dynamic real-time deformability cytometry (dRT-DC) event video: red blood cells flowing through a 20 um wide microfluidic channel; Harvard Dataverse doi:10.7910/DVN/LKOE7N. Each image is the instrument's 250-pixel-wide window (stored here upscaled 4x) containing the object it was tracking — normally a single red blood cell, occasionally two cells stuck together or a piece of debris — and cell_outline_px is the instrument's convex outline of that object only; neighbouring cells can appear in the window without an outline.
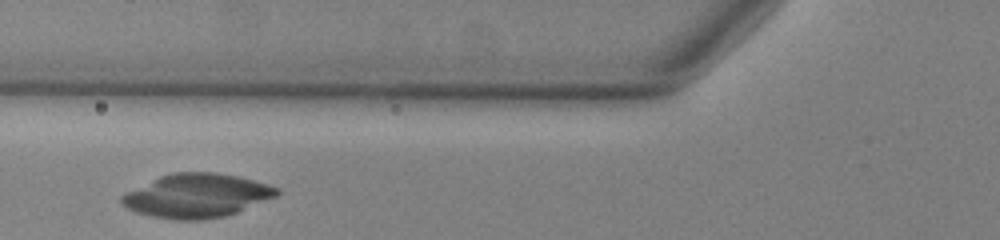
{"species": "common noctule bat (a hibernating species)", "species_latin": "Nyctalus noctula", "temperature_condition": "warm", "stored_images_in_passage": 25, "camera_frame_rate_fps": 3000, "um_per_image_px": 0.085, "animal": {"sex": "male", "body_mass_g": 13.0, "forearm_length_mm": 53.1}, "frame": {"image": 1, "passage_image": 4, "time_ms": 1.0, "image_size_px": [1000, 240], "cell_outline_px": [[280, 192], [276, 196], [236, 212], [224, 216], [200, 220], [180, 220], [152, 216], [136, 212], [120, 204], [120, 196], [160, 176], [172, 172], [216, 172], [236, 176], [268, 184], [280, 188]], "centroid_in_image_um": [16.72, 16.63], "position_along_channel_um": 109.1, "area_um2": 39.19}}
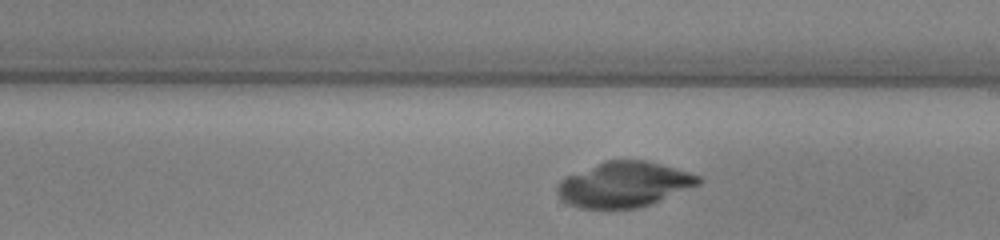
{"frame": {"image": 2, "passage_image": 14, "time_ms": 4.333, "image_size_px": [1000, 240], "cell_outline_px": [[704, 180], [700, 184], [648, 204], [636, 208], [580, 208], [568, 204], [556, 192], [556, 188], [560, 180], [568, 176], [604, 160], [644, 160], [660, 164], [688, 172], [700, 176]], "centroid_in_image_um": [53.03, 15.67], "position_along_channel_um": 236.0, "area_um2": 36.7}}
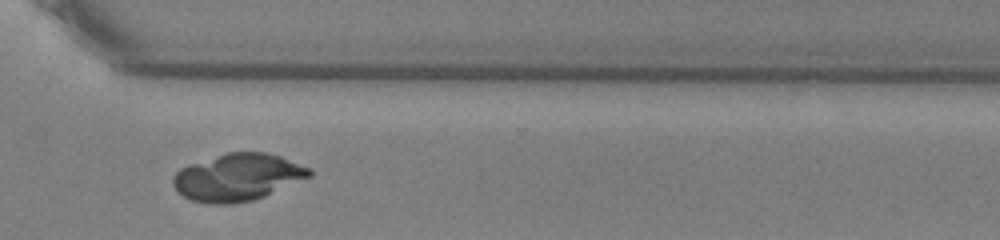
{"frame": {"image": 3, "passage_image": 23, "time_ms": 7.333, "image_size_px": [1000, 240], "cell_outline_px": [[312, 176], [264, 196], [252, 200], [232, 204], [208, 204], [192, 200], [184, 196], [172, 184], [172, 176], [180, 168], [228, 152], [268, 152], [280, 156], [312, 168]], "centroid_in_image_um": [20.23, 15.07], "position_along_channel_um": 350.4, "area_um2": 37.34}}